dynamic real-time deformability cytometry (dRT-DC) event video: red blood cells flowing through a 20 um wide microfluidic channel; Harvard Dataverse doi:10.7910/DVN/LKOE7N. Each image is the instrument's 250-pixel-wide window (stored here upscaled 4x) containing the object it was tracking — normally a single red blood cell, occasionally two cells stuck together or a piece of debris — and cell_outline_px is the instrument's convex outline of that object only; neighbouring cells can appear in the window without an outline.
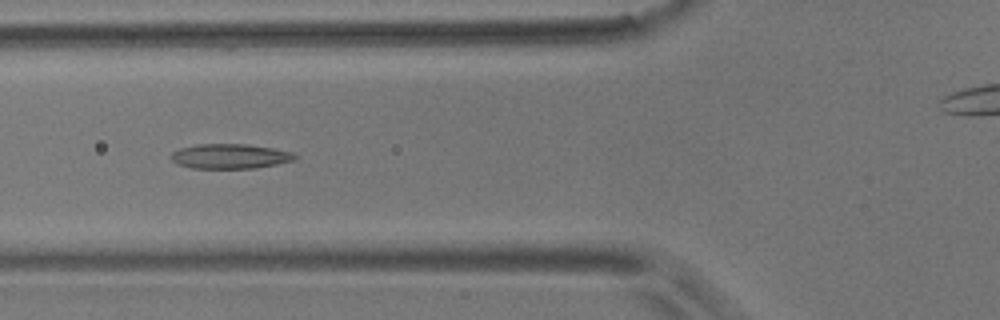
{"species": "common noctule bat (a hibernating species)", "species_latin": "Nyctalus noctula", "temperature_condition": "room temperature", "stored_images_in_passage": 8, "camera_frame_rate_fps": 3000, "um_per_image_px": 0.085, "animal": {"sex": "male", "body_mass_g": 17.9}, "frame": {"image": 1, "passage_image": 6, "time_ms": 1.667, "image_size_px": [1000, 320], "cell_outline_px": [[300, 156], [296, 160], [256, 168], [192, 168], [176, 164], [172, 160], [172, 152], [180, 148], [196, 144], [244, 144], [272, 148], [292, 152]], "centroid_in_image_um": [19.57, 13.28], "position_along_channel_um": 106.2, "area_um2": 17.92}}
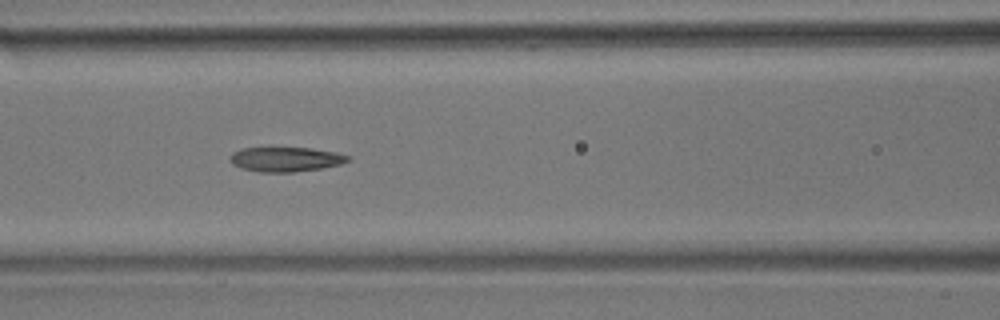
{"frame": {"image": 2, "passage_image": 7, "time_ms": 2.0, "image_size_px": [1000, 320], "cell_outline_px": [[352, 160], [340, 164], [320, 168], [292, 172], [260, 172], [240, 168], [232, 164], [228, 160], [228, 156], [232, 152], [240, 148], [312, 148], [336, 152], [352, 156]], "centroid_in_image_um": [24.26, 13.53], "position_along_channel_um": 142.3, "area_um2": 17.11}}
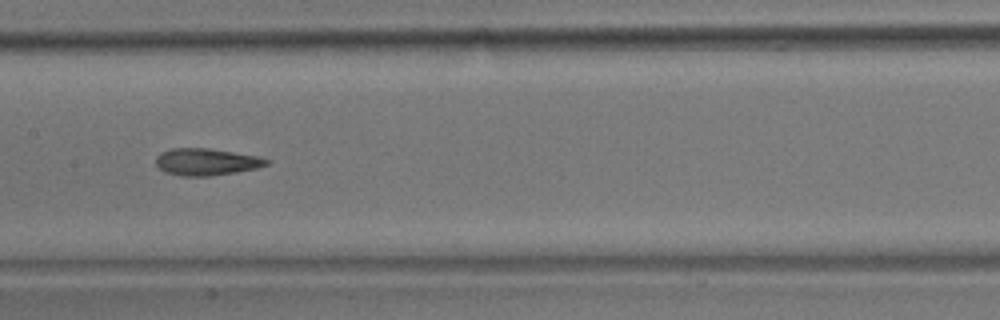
{"frame": {"image": 3, "passage_image": 8, "time_ms": 2.333, "image_size_px": [1000, 320], "cell_outline_px": [[272, 160], [268, 164], [256, 168], [208, 176], [180, 176], [164, 172], [156, 164], [156, 156], [160, 152], [172, 148], [208, 148], [256, 156]], "centroid_in_image_um": [17.49, 13.75], "position_along_channel_um": 189.9, "area_um2": 17.22}}